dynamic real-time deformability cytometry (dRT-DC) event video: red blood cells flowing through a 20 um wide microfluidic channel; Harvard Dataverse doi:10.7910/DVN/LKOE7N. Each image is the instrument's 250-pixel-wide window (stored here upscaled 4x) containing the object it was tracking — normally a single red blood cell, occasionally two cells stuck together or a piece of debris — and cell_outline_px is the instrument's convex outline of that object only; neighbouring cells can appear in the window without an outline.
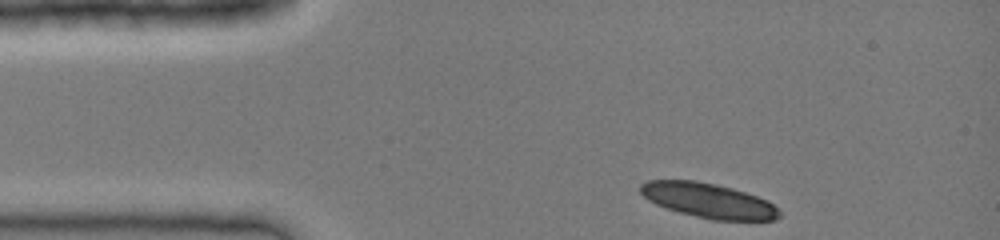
{"species": "common noctule bat (a hibernating species)", "species_latin": "Nyctalus noctula", "temperature_condition": "cold", "stored_images_in_passage": 7, "camera_frame_rate_fps": 3000, "um_per_image_px": 0.085, "animal": {"sex": "female", "body_mass_g": 19.0, "forearm_length_mm": 51.5}, "frame": {"image": 1, "passage_image": 1, "time_ms": 0.0, "image_size_px": [1000, 240], "cell_outline_px": [[780, 216], [776, 220], [712, 220], [680, 212], [656, 204], [648, 200], [640, 192], [640, 184], [648, 180], [696, 180], [716, 184], [732, 188], [768, 200], [780, 212]], "centroid_in_image_um": [60.21, 17.04], "position_along_channel_um": 24.8, "area_um2": 27.98}}